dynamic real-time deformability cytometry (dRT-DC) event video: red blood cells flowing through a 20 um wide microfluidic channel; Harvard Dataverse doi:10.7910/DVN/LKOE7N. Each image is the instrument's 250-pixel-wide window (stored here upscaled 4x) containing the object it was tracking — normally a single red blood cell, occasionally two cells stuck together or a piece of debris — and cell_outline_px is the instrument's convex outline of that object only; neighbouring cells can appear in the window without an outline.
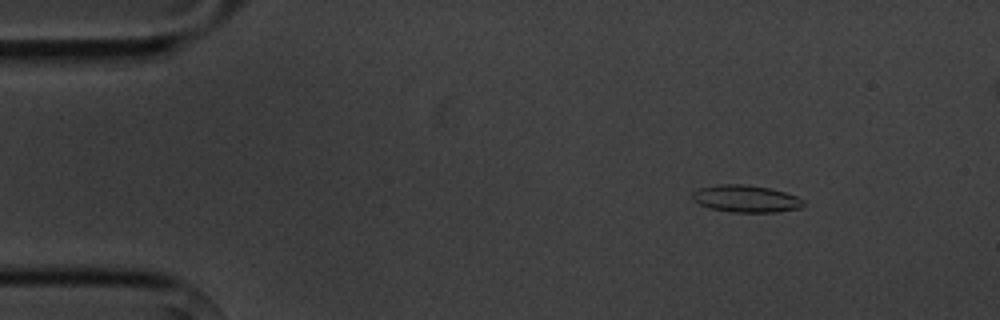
{"species": "common noctule bat (a hibernating species)", "species_latin": "Nyctalus noctula", "temperature_condition": "cold", "stored_images_in_passage": 4, "camera_frame_rate_fps": 3000, "um_per_image_px": 0.085, "animal": {"sex": "male", "body_mass_g": 20.1, "forearm_length_mm": 53.5}, "frame": {"image": 1, "passage_image": 1, "time_ms": 0.0, "image_size_px": [1000, 320], "cell_outline_px": [[804, 204], [800, 208], [776, 212], [732, 212], [712, 208], [700, 204], [692, 200], [692, 192], [700, 188], [720, 184], [740, 184], [768, 188], [784, 192], [796, 196], [804, 200]], "centroid_in_image_um": [63.4, 16.89], "position_along_channel_um": 21.6, "area_um2": 17.34}}